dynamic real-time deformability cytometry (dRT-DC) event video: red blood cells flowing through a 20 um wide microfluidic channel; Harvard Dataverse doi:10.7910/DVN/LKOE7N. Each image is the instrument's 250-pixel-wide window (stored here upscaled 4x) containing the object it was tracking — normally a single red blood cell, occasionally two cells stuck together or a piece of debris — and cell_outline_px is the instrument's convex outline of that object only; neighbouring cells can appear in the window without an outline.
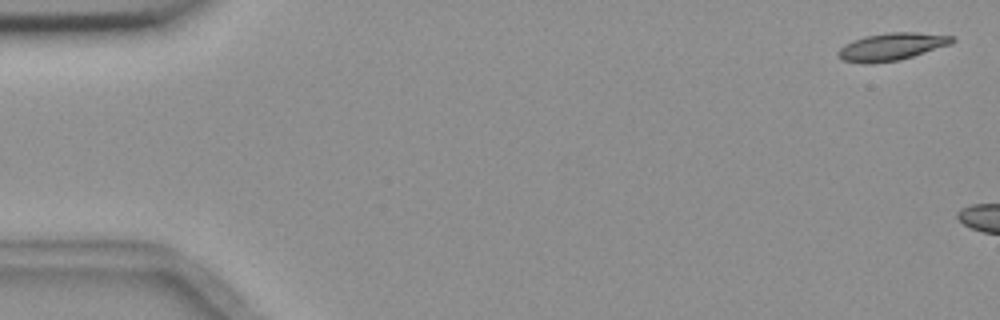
{"species": "common noctule bat (a hibernating species)", "species_latin": "Nyctalus noctula", "temperature_condition": "room temperature", "stored_images_in_passage": 4, "camera_frame_rate_fps": 3000, "um_per_image_px": 0.085, "animal": {"sex": "female", "body_mass_g": 18.4}, "frame": {"image": 1, "passage_image": 1, "time_ms": 0.0, "image_size_px": [1000, 320], "cell_outline_px": [[956, 40], [952, 44], [900, 60], [872, 64], [864, 64], [844, 60], [836, 56], [836, 52], [844, 44], [852, 40], [864, 36], [888, 32], [916, 32], [956, 36]], "centroid_in_image_um": [75.79, 3.97], "position_along_channel_um": 9.2, "area_um2": 18.61}}